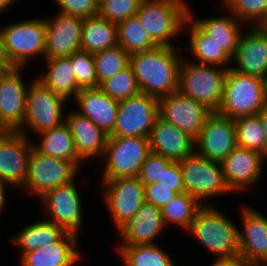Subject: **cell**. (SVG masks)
Returning a JSON list of instances; mask_svg holds the SVG:
<instances>
[{"mask_svg": "<svg viewBox=\"0 0 267 266\" xmlns=\"http://www.w3.org/2000/svg\"><path fill=\"white\" fill-rule=\"evenodd\" d=\"M175 46L130 54L131 66L140 91L157 99L177 91L178 70L183 59Z\"/></svg>", "mask_w": 267, "mask_h": 266, "instance_id": "cell-1", "label": "cell"}, {"mask_svg": "<svg viewBox=\"0 0 267 266\" xmlns=\"http://www.w3.org/2000/svg\"><path fill=\"white\" fill-rule=\"evenodd\" d=\"M217 206H202L187 230L217 258L239 255L238 225Z\"/></svg>", "mask_w": 267, "mask_h": 266, "instance_id": "cell-2", "label": "cell"}, {"mask_svg": "<svg viewBox=\"0 0 267 266\" xmlns=\"http://www.w3.org/2000/svg\"><path fill=\"white\" fill-rule=\"evenodd\" d=\"M227 69L183 57L178 70L177 91L217 112L224 97Z\"/></svg>", "mask_w": 267, "mask_h": 266, "instance_id": "cell-3", "label": "cell"}, {"mask_svg": "<svg viewBox=\"0 0 267 266\" xmlns=\"http://www.w3.org/2000/svg\"><path fill=\"white\" fill-rule=\"evenodd\" d=\"M267 103V81L227 69L224 97L217 113L236 120L254 116Z\"/></svg>", "mask_w": 267, "mask_h": 266, "instance_id": "cell-4", "label": "cell"}, {"mask_svg": "<svg viewBox=\"0 0 267 266\" xmlns=\"http://www.w3.org/2000/svg\"><path fill=\"white\" fill-rule=\"evenodd\" d=\"M5 54L12 67L25 68L35 57H45V18L17 21L0 28Z\"/></svg>", "mask_w": 267, "mask_h": 266, "instance_id": "cell-5", "label": "cell"}, {"mask_svg": "<svg viewBox=\"0 0 267 266\" xmlns=\"http://www.w3.org/2000/svg\"><path fill=\"white\" fill-rule=\"evenodd\" d=\"M136 16L157 46H174V37L185 32L184 24L189 11L172 1L143 0Z\"/></svg>", "mask_w": 267, "mask_h": 266, "instance_id": "cell-6", "label": "cell"}, {"mask_svg": "<svg viewBox=\"0 0 267 266\" xmlns=\"http://www.w3.org/2000/svg\"><path fill=\"white\" fill-rule=\"evenodd\" d=\"M28 84L30 85L26 94L25 118L19 132L29 138V130L39 134L64 123L66 113L63 109L67 102L37 77Z\"/></svg>", "mask_w": 267, "mask_h": 266, "instance_id": "cell-7", "label": "cell"}, {"mask_svg": "<svg viewBox=\"0 0 267 266\" xmlns=\"http://www.w3.org/2000/svg\"><path fill=\"white\" fill-rule=\"evenodd\" d=\"M185 192L203 206L211 205V198L232 194L226 184L220 162L201 157L195 152L179 161Z\"/></svg>", "mask_w": 267, "mask_h": 266, "instance_id": "cell-8", "label": "cell"}, {"mask_svg": "<svg viewBox=\"0 0 267 266\" xmlns=\"http://www.w3.org/2000/svg\"><path fill=\"white\" fill-rule=\"evenodd\" d=\"M150 153L149 137L108 136L101 179L138 177Z\"/></svg>", "mask_w": 267, "mask_h": 266, "instance_id": "cell-9", "label": "cell"}, {"mask_svg": "<svg viewBox=\"0 0 267 266\" xmlns=\"http://www.w3.org/2000/svg\"><path fill=\"white\" fill-rule=\"evenodd\" d=\"M100 194L115 230L125 225L145 202L144 184L138 177L101 179Z\"/></svg>", "mask_w": 267, "mask_h": 266, "instance_id": "cell-10", "label": "cell"}, {"mask_svg": "<svg viewBox=\"0 0 267 266\" xmlns=\"http://www.w3.org/2000/svg\"><path fill=\"white\" fill-rule=\"evenodd\" d=\"M158 116V99L140 92L119 101L115 125L109 136L149 137Z\"/></svg>", "mask_w": 267, "mask_h": 266, "instance_id": "cell-11", "label": "cell"}, {"mask_svg": "<svg viewBox=\"0 0 267 266\" xmlns=\"http://www.w3.org/2000/svg\"><path fill=\"white\" fill-rule=\"evenodd\" d=\"M80 172L70 161L41 154L34 147L29 156L28 176L24 190L40 198L47 191L71 182Z\"/></svg>", "mask_w": 267, "mask_h": 266, "instance_id": "cell-12", "label": "cell"}, {"mask_svg": "<svg viewBox=\"0 0 267 266\" xmlns=\"http://www.w3.org/2000/svg\"><path fill=\"white\" fill-rule=\"evenodd\" d=\"M29 140L19 131H2L0 134V182L10 188L22 189L25 185L29 156L34 147Z\"/></svg>", "mask_w": 267, "mask_h": 266, "instance_id": "cell-13", "label": "cell"}, {"mask_svg": "<svg viewBox=\"0 0 267 266\" xmlns=\"http://www.w3.org/2000/svg\"><path fill=\"white\" fill-rule=\"evenodd\" d=\"M76 177L69 183L59 185L41 196L40 202L47 209V220L62 227L66 232L79 235L83 219V205L77 185Z\"/></svg>", "mask_w": 267, "mask_h": 266, "instance_id": "cell-14", "label": "cell"}, {"mask_svg": "<svg viewBox=\"0 0 267 266\" xmlns=\"http://www.w3.org/2000/svg\"><path fill=\"white\" fill-rule=\"evenodd\" d=\"M236 146L234 120L217 112L211 113L200 134L195 138V153L220 163L230 155Z\"/></svg>", "mask_w": 267, "mask_h": 266, "instance_id": "cell-15", "label": "cell"}, {"mask_svg": "<svg viewBox=\"0 0 267 266\" xmlns=\"http://www.w3.org/2000/svg\"><path fill=\"white\" fill-rule=\"evenodd\" d=\"M159 117L185 131L194 139L212 111L179 91L158 99Z\"/></svg>", "mask_w": 267, "mask_h": 266, "instance_id": "cell-16", "label": "cell"}, {"mask_svg": "<svg viewBox=\"0 0 267 266\" xmlns=\"http://www.w3.org/2000/svg\"><path fill=\"white\" fill-rule=\"evenodd\" d=\"M238 228L239 256L248 266L267 264V218L250 205L242 206Z\"/></svg>", "mask_w": 267, "mask_h": 266, "instance_id": "cell-17", "label": "cell"}, {"mask_svg": "<svg viewBox=\"0 0 267 266\" xmlns=\"http://www.w3.org/2000/svg\"><path fill=\"white\" fill-rule=\"evenodd\" d=\"M22 69L13 67L0 79V128L3 131H19L25 118L29 85L22 79Z\"/></svg>", "mask_w": 267, "mask_h": 266, "instance_id": "cell-18", "label": "cell"}, {"mask_svg": "<svg viewBox=\"0 0 267 266\" xmlns=\"http://www.w3.org/2000/svg\"><path fill=\"white\" fill-rule=\"evenodd\" d=\"M244 29L231 58L233 65L230 68L267 81V33L260 26H245Z\"/></svg>", "mask_w": 267, "mask_h": 266, "instance_id": "cell-19", "label": "cell"}, {"mask_svg": "<svg viewBox=\"0 0 267 266\" xmlns=\"http://www.w3.org/2000/svg\"><path fill=\"white\" fill-rule=\"evenodd\" d=\"M266 158L256 151L236 146L222 162V171L229 189L237 193L250 190L261 177Z\"/></svg>", "mask_w": 267, "mask_h": 266, "instance_id": "cell-20", "label": "cell"}, {"mask_svg": "<svg viewBox=\"0 0 267 266\" xmlns=\"http://www.w3.org/2000/svg\"><path fill=\"white\" fill-rule=\"evenodd\" d=\"M54 18L45 19V57L70 56L80 50L83 18L57 12Z\"/></svg>", "mask_w": 267, "mask_h": 266, "instance_id": "cell-21", "label": "cell"}, {"mask_svg": "<svg viewBox=\"0 0 267 266\" xmlns=\"http://www.w3.org/2000/svg\"><path fill=\"white\" fill-rule=\"evenodd\" d=\"M149 141L151 152L172 162H179L195 152V139L159 116L154 122Z\"/></svg>", "mask_w": 267, "mask_h": 266, "instance_id": "cell-22", "label": "cell"}, {"mask_svg": "<svg viewBox=\"0 0 267 266\" xmlns=\"http://www.w3.org/2000/svg\"><path fill=\"white\" fill-rule=\"evenodd\" d=\"M166 228L161 209L144 202L136 214L117 232L120 245L157 244L156 238Z\"/></svg>", "mask_w": 267, "mask_h": 266, "instance_id": "cell-23", "label": "cell"}, {"mask_svg": "<svg viewBox=\"0 0 267 266\" xmlns=\"http://www.w3.org/2000/svg\"><path fill=\"white\" fill-rule=\"evenodd\" d=\"M76 111L88 117L107 135L113 131L119 101L112 99L101 88H83L75 96Z\"/></svg>", "mask_w": 267, "mask_h": 266, "instance_id": "cell-24", "label": "cell"}, {"mask_svg": "<svg viewBox=\"0 0 267 266\" xmlns=\"http://www.w3.org/2000/svg\"><path fill=\"white\" fill-rule=\"evenodd\" d=\"M67 113L65 114V122L70 127L79 158L85 162L93 159V157L103 158L109 135L97 127L88 117L77 111Z\"/></svg>", "mask_w": 267, "mask_h": 266, "instance_id": "cell-25", "label": "cell"}, {"mask_svg": "<svg viewBox=\"0 0 267 266\" xmlns=\"http://www.w3.org/2000/svg\"><path fill=\"white\" fill-rule=\"evenodd\" d=\"M77 234L66 232L57 242L21 254V266H74L81 259Z\"/></svg>", "mask_w": 267, "mask_h": 266, "instance_id": "cell-26", "label": "cell"}, {"mask_svg": "<svg viewBox=\"0 0 267 266\" xmlns=\"http://www.w3.org/2000/svg\"><path fill=\"white\" fill-rule=\"evenodd\" d=\"M191 10H189L190 19L232 58L244 30L241 26L243 23L229 11L226 15L206 17L205 19L195 18L194 11Z\"/></svg>", "mask_w": 267, "mask_h": 266, "instance_id": "cell-27", "label": "cell"}, {"mask_svg": "<svg viewBox=\"0 0 267 266\" xmlns=\"http://www.w3.org/2000/svg\"><path fill=\"white\" fill-rule=\"evenodd\" d=\"M47 71L36 77L66 102L75 100L81 90L75 77V72L68 56L44 59Z\"/></svg>", "mask_w": 267, "mask_h": 266, "instance_id": "cell-28", "label": "cell"}, {"mask_svg": "<svg viewBox=\"0 0 267 266\" xmlns=\"http://www.w3.org/2000/svg\"><path fill=\"white\" fill-rule=\"evenodd\" d=\"M189 33V46L185 50L193 54L191 55L195 60L189 59L193 62L207 65H214L219 67L230 68L232 65L231 57L220 48V46L208 37L191 19L188 17L184 24V29Z\"/></svg>", "mask_w": 267, "mask_h": 266, "instance_id": "cell-29", "label": "cell"}, {"mask_svg": "<svg viewBox=\"0 0 267 266\" xmlns=\"http://www.w3.org/2000/svg\"><path fill=\"white\" fill-rule=\"evenodd\" d=\"M37 135L40 137V143L34 144L37 151L49 157L70 161L80 169V163L83 161L77 154L70 127L66 122Z\"/></svg>", "mask_w": 267, "mask_h": 266, "instance_id": "cell-30", "label": "cell"}, {"mask_svg": "<svg viewBox=\"0 0 267 266\" xmlns=\"http://www.w3.org/2000/svg\"><path fill=\"white\" fill-rule=\"evenodd\" d=\"M66 231L47 219H41L26 225L17 234L12 235L11 243L20 247L21 253L43 248L57 242Z\"/></svg>", "mask_w": 267, "mask_h": 266, "instance_id": "cell-31", "label": "cell"}, {"mask_svg": "<svg viewBox=\"0 0 267 266\" xmlns=\"http://www.w3.org/2000/svg\"><path fill=\"white\" fill-rule=\"evenodd\" d=\"M117 44L116 23L99 15L83 18L80 50L94 54Z\"/></svg>", "mask_w": 267, "mask_h": 266, "instance_id": "cell-32", "label": "cell"}, {"mask_svg": "<svg viewBox=\"0 0 267 266\" xmlns=\"http://www.w3.org/2000/svg\"><path fill=\"white\" fill-rule=\"evenodd\" d=\"M125 266H177L158 244L118 245Z\"/></svg>", "mask_w": 267, "mask_h": 266, "instance_id": "cell-33", "label": "cell"}, {"mask_svg": "<svg viewBox=\"0 0 267 266\" xmlns=\"http://www.w3.org/2000/svg\"><path fill=\"white\" fill-rule=\"evenodd\" d=\"M203 205L193 196L186 192L176 194L161 208L163 222L177 225L185 231L189 229L196 212Z\"/></svg>", "mask_w": 267, "mask_h": 266, "instance_id": "cell-34", "label": "cell"}, {"mask_svg": "<svg viewBox=\"0 0 267 266\" xmlns=\"http://www.w3.org/2000/svg\"><path fill=\"white\" fill-rule=\"evenodd\" d=\"M117 43L129 54L149 51L157 47L137 16L117 23Z\"/></svg>", "mask_w": 267, "mask_h": 266, "instance_id": "cell-35", "label": "cell"}, {"mask_svg": "<svg viewBox=\"0 0 267 266\" xmlns=\"http://www.w3.org/2000/svg\"><path fill=\"white\" fill-rule=\"evenodd\" d=\"M234 122L237 145L265 157V134L259 115L241 117Z\"/></svg>", "mask_w": 267, "mask_h": 266, "instance_id": "cell-36", "label": "cell"}, {"mask_svg": "<svg viewBox=\"0 0 267 266\" xmlns=\"http://www.w3.org/2000/svg\"><path fill=\"white\" fill-rule=\"evenodd\" d=\"M226 12H231L246 27L260 26L267 17V0H222Z\"/></svg>", "mask_w": 267, "mask_h": 266, "instance_id": "cell-37", "label": "cell"}, {"mask_svg": "<svg viewBox=\"0 0 267 266\" xmlns=\"http://www.w3.org/2000/svg\"><path fill=\"white\" fill-rule=\"evenodd\" d=\"M99 85L129 65L130 54L120 45L93 54Z\"/></svg>", "mask_w": 267, "mask_h": 266, "instance_id": "cell-38", "label": "cell"}, {"mask_svg": "<svg viewBox=\"0 0 267 266\" xmlns=\"http://www.w3.org/2000/svg\"><path fill=\"white\" fill-rule=\"evenodd\" d=\"M99 88L117 101L130 98L141 92L130 65L103 81Z\"/></svg>", "mask_w": 267, "mask_h": 266, "instance_id": "cell-39", "label": "cell"}, {"mask_svg": "<svg viewBox=\"0 0 267 266\" xmlns=\"http://www.w3.org/2000/svg\"><path fill=\"white\" fill-rule=\"evenodd\" d=\"M71 60L78 87L95 88L98 87L95 61L92 53L79 50L68 56Z\"/></svg>", "mask_w": 267, "mask_h": 266, "instance_id": "cell-40", "label": "cell"}, {"mask_svg": "<svg viewBox=\"0 0 267 266\" xmlns=\"http://www.w3.org/2000/svg\"><path fill=\"white\" fill-rule=\"evenodd\" d=\"M143 0H100L98 15L110 22L119 23L136 16Z\"/></svg>", "mask_w": 267, "mask_h": 266, "instance_id": "cell-41", "label": "cell"}, {"mask_svg": "<svg viewBox=\"0 0 267 266\" xmlns=\"http://www.w3.org/2000/svg\"><path fill=\"white\" fill-rule=\"evenodd\" d=\"M171 160L164 158L162 155L151 152L141 165L138 175L143 184H152L160 181L162 171L171 163Z\"/></svg>", "mask_w": 267, "mask_h": 266, "instance_id": "cell-42", "label": "cell"}, {"mask_svg": "<svg viewBox=\"0 0 267 266\" xmlns=\"http://www.w3.org/2000/svg\"><path fill=\"white\" fill-rule=\"evenodd\" d=\"M60 8L59 12L88 18L98 15V0H55Z\"/></svg>", "mask_w": 267, "mask_h": 266, "instance_id": "cell-43", "label": "cell"}, {"mask_svg": "<svg viewBox=\"0 0 267 266\" xmlns=\"http://www.w3.org/2000/svg\"><path fill=\"white\" fill-rule=\"evenodd\" d=\"M144 193L145 202L153 204L160 209L176 195V193L171 190V187L158 185V182L144 184Z\"/></svg>", "mask_w": 267, "mask_h": 266, "instance_id": "cell-44", "label": "cell"}, {"mask_svg": "<svg viewBox=\"0 0 267 266\" xmlns=\"http://www.w3.org/2000/svg\"><path fill=\"white\" fill-rule=\"evenodd\" d=\"M158 185L171 187V190L176 194L185 192L183 174L179 162H171L167 168L162 171Z\"/></svg>", "mask_w": 267, "mask_h": 266, "instance_id": "cell-45", "label": "cell"}, {"mask_svg": "<svg viewBox=\"0 0 267 266\" xmlns=\"http://www.w3.org/2000/svg\"><path fill=\"white\" fill-rule=\"evenodd\" d=\"M211 266H248L247 263L238 255L231 258H215Z\"/></svg>", "mask_w": 267, "mask_h": 266, "instance_id": "cell-46", "label": "cell"}, {"mask_svg": "<svg viewBox=\"0 0 267 266\" xmlns=\"http://www.w3.org/2000/svg\"><path fill=\"white\" fill-rule=\"evenodd\" d=\"M258 115L261 119L264 134H265V158L267 159V103L264 107L258 112Z\"/></svg>", "mask_w": 267, "mask_h": 266, "instance_id": "cell-47", "label": "cell"}, {"mask_svg": "<svg viewBox=\"0 0 267 266\" xmlns=\"http://www.w3.org/2000/svg\"><path fill=\"white\" fill-rule=\"evenodd\" d=\"M6 189H7V186L0 182V214L2 213V211L6 205L5 204L6 200H7Z\"/></svg>", "mask_w": 267, "mask_h": 266, "instance_id": "cell-48", "label": "cell"}, {"mask_svg": "<svg viewBox=\"0 0 267 266\" xmlns=\"http://www.w3.org/2000/svg\"><path fill=\"white\" fill-rule=\"evenodd\" d=\"M0 65H10L4 50L3 37L0 32Z\"/></svg>", "mask_w": 267, "mask_h": 266, "instance_id": "cell-49", "label": "cell"}, {"mask_svg": "<svg viewBox=\"0 0 267 266\" xmlns=\"http://www.w3.org/2000/svg\"><path fill=\"white\" fill-rule=\"evenodd\" d=\"M16 1L17 0H0V14L1 12L6 11V9L8 10L11 8Z\"/></svg>", "mask_w": 267, "mask_h": 266, "instance_id": "cell-50", "label": "cell"}, {"mask_svg": "<svg viewBox=\"0 0 267 266\" xmlns=\"http://www.w3.org/2000/svg\"><path fill=\"white\" fill-rule=\"evenodd\" d=\"M13 68L11 65H0V79L5 75V73Z\"/></svg>", "mask_w": 267, "mask_h": 266, "instance_id": "cell-51", "label": "cell"}, {"mask_svg": "<svg viewBox=\"0 0 267 266\" xmlns=\"http://www.w3.org/2000/svg\"><path fill=\"white\" fill-rule=\"evenodd\" d=\"M167 1H172V2H175V3H179V4L183 5L188 11L191 9L189 4H187V0H167Z\"/></svg>", "mask_w": 267, "mask_h": 266, "instance_id": "cell-52", "label": "cell"}, {"mask_svg": "<svg viewBox=\"0 0 267 266\" xmlns=\"http://www.w3.org/2000/svg\"><path fill=\"white\" fill-rule=\"evenodd\" d=\"M260 27L267 33V17L264 22L260 25Z\"/></svg>", "mask_w": 267, "mask_h": 266, "instance_id": "cell-53", "label": "cell"}]
</instances>
